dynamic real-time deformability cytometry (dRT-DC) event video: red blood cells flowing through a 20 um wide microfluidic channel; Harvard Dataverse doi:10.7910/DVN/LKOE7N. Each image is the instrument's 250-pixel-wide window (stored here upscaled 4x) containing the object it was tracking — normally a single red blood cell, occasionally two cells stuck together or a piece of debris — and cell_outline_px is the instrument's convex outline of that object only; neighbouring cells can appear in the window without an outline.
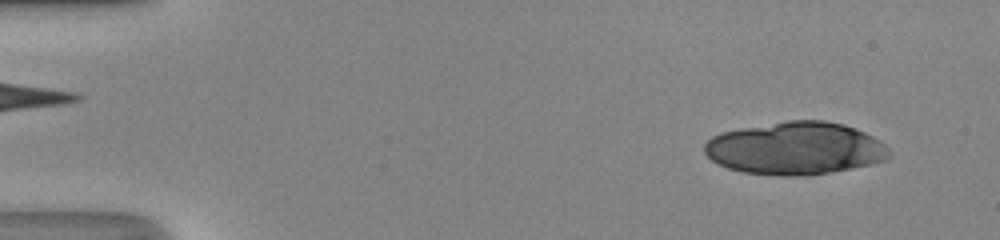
{"species": "human", "species_latin": "Homo sapiens", "temperature_condition": "room temperature", "stored_images_in_passage": 22, "camera_frame_rate_fps": 3000, "um_per_image_px": 0.085, "donor": {"sex": "male"}, "frame": {"image": 1, "passage_image": 3, "time_ms": 0.667, "image_size_px": [1000, 240], "cell_outline_px": [[892, 156], [884, 160], [852, 168], [828, 172], [788, 176], [776, 176], [740, 172], [728, 168], [712, 160], [704, 152], [704, 144], [712, 136], [720, 132], [740, 128], [788, 120], [824, 120], [844, 124], [856, 128], [872, 136], [884, 144], [892, 152]], "centroid_in_image_um": [67.58, 12.6], "position_along_channel_um": 17.4, "area_um2": 56.7}}